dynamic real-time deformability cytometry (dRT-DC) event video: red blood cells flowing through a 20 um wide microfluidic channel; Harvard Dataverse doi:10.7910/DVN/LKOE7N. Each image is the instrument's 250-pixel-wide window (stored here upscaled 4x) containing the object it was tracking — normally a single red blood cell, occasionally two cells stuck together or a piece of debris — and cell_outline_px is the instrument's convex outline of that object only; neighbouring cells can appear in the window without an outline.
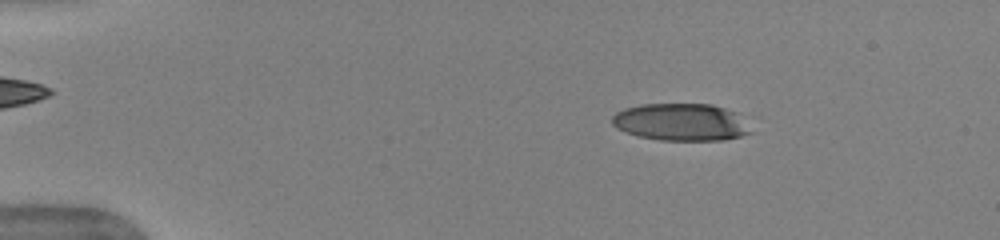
{"species": "human", "species_latin": "Homo sapiens", "temperature_condition": "warm", "stored_images_in_passage": 51, "camera_frame_rate_fps": 3000, "um_per_image_px": 0.085, "donor": {"sex": "female"}, "frame": {"image": 1, "passage_image": 8, "time_ms": 2.333, "image_size_px": [1000, 240], "cell_outline_px": [[752, 132], [740, 136], [724, 140], [660, 140], [636, 136], [616, 128], [612, 124], [612, 116], [616, 112], [624, 108], [640, 104], [712, 104], [736, 112]], "centroid_in_image_um": [57.83, 10.38], "position_along_channel_um": 27.2, "area_um2": 30.11}}
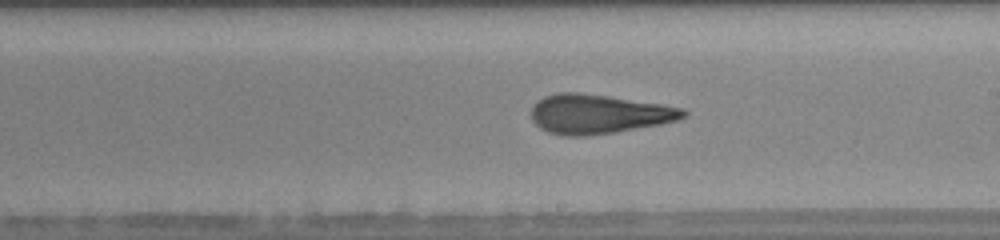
{"frame": {"image": 2, "passage_image": 30, "time_ms": 9.667, "image_size_px": [1000, 240], "cell_outline_px": [[688, 116], [680, 120], [660, 124], [616, 132], [584, 136], [564, 136], [548, 132], [540, 128], [532, 120], [532, 108], [544, 96], [560, 92], [576, 92], [608, 96], [660, 104], [684, 108], [688, 112]], "centroid_in_image_um": [50.91, 9.7], "position_along_channel_um": 238.1, "area_um2": 34.74}}
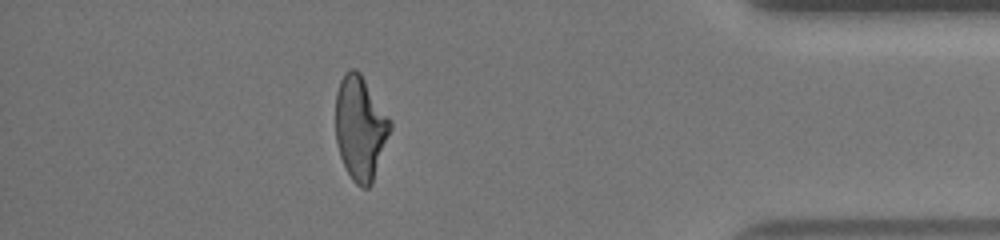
{"frame": {"image": 3, "passage_image": 45, "time_ms": 14.667, "image_size_px": [1000, 240], "cell_outline_px": [[392, 128], [372, 184], [368, 188], [360, 188], [352, 180], [340, 156], [336, 140], [336, 92], [340, 80], [344, 72], [348, 68], [356, 68], [360, 72], [392, 120]], "centroid_in_image_um": [30.64, 10.85], "position_along_channel_um": 404.6, "area_um2": 33.41}, "authors_computed_cell_mechanics": {"area_um2": 33.4084, "velocity_mm_per_s": 4.0, "shape_relaxation_time_tau1_ms": 8.8119, "shape_relaxation_time_tau2_ms": 2.757, "deformation_change_tau1": 0.2923, "deformation_change_tau2": 0.1379}}